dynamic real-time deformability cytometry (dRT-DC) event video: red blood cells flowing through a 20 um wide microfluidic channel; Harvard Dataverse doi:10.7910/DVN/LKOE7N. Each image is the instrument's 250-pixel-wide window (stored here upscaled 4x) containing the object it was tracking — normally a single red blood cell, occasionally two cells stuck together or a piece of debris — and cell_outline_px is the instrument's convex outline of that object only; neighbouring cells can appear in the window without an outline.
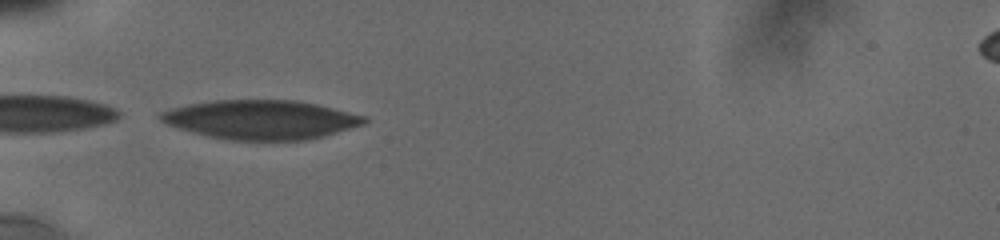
{"species": "human", "species_latin": "Homo sapiens", "temperature_condition": "cold", "stored_images_in_passage": 17, "camera_frame_rate_fps": 3000, "um_per_image_px": 0.085, "donor": {"sex": "male"}, "frame": {"image": 1, "passage_image": 1, "time_ms": 0.0, "image_size_px": [1000, 240], "cell_outline_px": [[368, 120], [364, 124], [308, 140], [228, 140], [208, 136], [192, 132], [168, 124], [160, 120], [156, 116], [160, 112], [172, 108], [188, 104], [216, 100], [296, 100], [316, 104], [368, 116]], "centroid_in_image_um": [22.18, 10.16], "position_along_channel_um": 62.8, "area_um2": 46.36}}
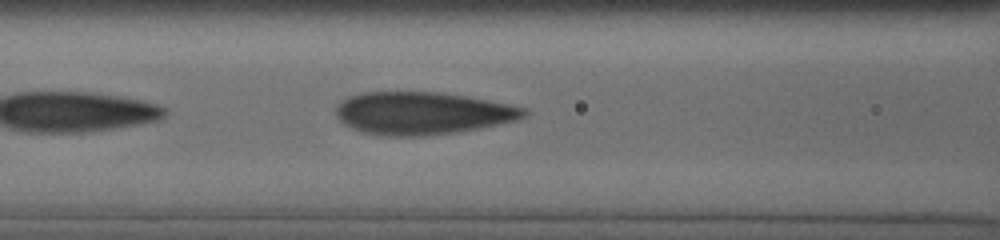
{"frame": {"image": 2, "passage_image": 11, "time_ms": 2.0, "image_size_px": [1000, 240], "cell_outline_px": [[528, 112], [524, 116], [516, 120], [476, 128], [452, 132], [424, 136], [384, 136], [364, 132], [352, 128], [344, 124], [336, 116], [336, 108], [348, 96], [360, 92], [440, 92], [464, 96], [508, 104], [528, 108]], "centroid_in_image_um": [35.86, 9.61], "position_along_channel_um": 130.7, "area_um2": 46.18}}
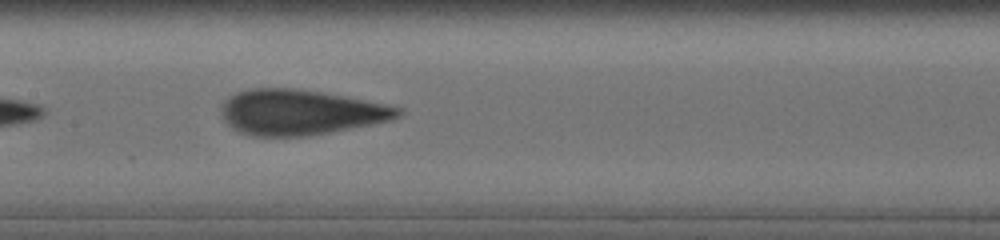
{"frame": {"image": 3, "passage_image": 16, "time_ms": 3.333, "image_size_px": [1000, 240], "cell_outline_px": [[404, 112], [400, 116], [392, 120], [372, 124], [308, 136], [252, 136], [240, 132], [232, 128], [224, 120], [224, 104], [236, 92], [252, 88], [292, 88], [320, 92], [344, 96], [404, 108]], "centroid_in_image_um": [25.58, 9.55], "position_along_channel_um": 181.8, "area_um2": 46.12}}